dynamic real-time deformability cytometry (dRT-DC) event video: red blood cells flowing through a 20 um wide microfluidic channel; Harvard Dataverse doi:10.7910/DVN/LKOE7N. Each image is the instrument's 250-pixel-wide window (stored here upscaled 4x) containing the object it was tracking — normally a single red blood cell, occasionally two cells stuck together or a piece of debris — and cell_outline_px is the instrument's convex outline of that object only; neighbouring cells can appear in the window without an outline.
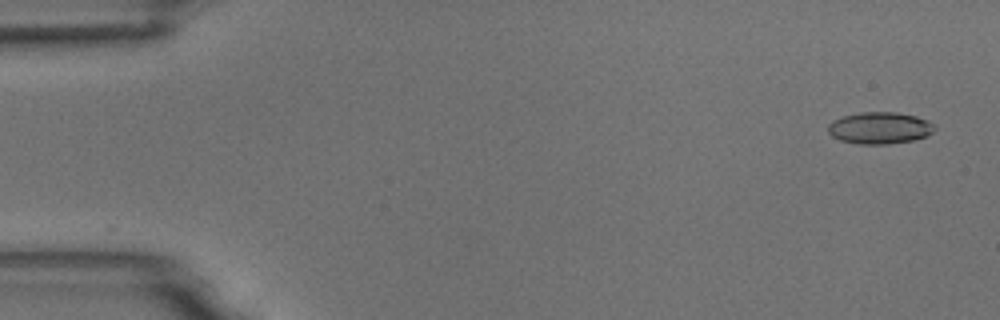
{"species": "common noctule bat (a hibernating species)", "species_latin": "Nyctalus noctula", "temperature_condition": "room temperature", "stored_images_in_passage": 53, "camera_frame_rate_fps": 3000, "um_per_image_px": 0.085, "animal": {"sex": "male", "body_mass_g": 18.8}, "frame": {"image": 1, "passage_image": 1, "time_ms": 0.0, "image_size_px": [1000, 320], "cell_outline_px": [[936, 128], [932, 132], [924, 136], [912, 140], [888, 144], [860, 144], [840, 140], [832, 136], [828, 132], [828, 124], [844, 116], [860, 112], [896, 112], [916, 116], [928, 120]], "centroid_in_image_um": [74.77, 10.87], "position_along_channel_um": 10.2, "area_um2": 19.54}}
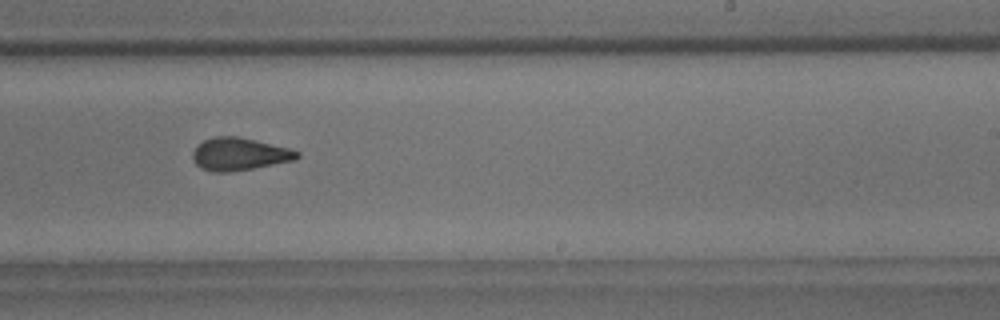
{"frame": {"image": 2, "passage_image": 32, "time_ms": 10.333, "image_size_px": [1000, 320], "cell_outline_px": [[300, 156], [296, 160], [252, 168], [228, 172], [212, 172], [200, 168], [192, 160], [192, 152], [196, 144], [212, 136], [236, 136], [256, 140], [288, 148], [300, 152]], "centroid_in_image_um": [20.3, 13.09], "position_along_channel_um": 268.7, "area_um2": 20.0}}
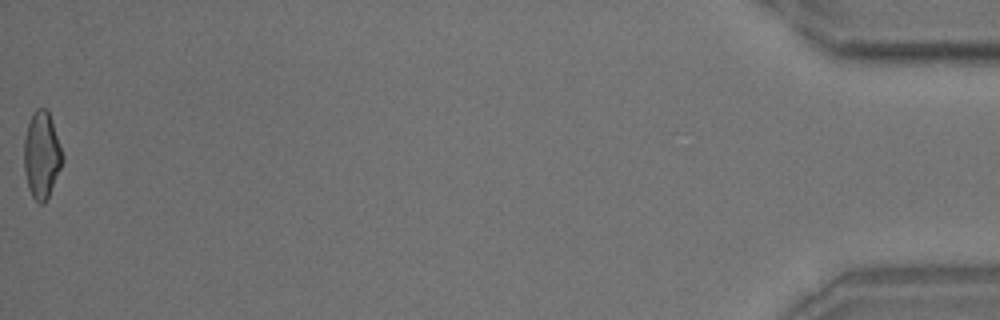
{"frame": {"image": 3, "passage_image": 53, "time_ms": 17.333, "image_size_px": [1000, 320], "cell_outline_px": [[64, 160], [48, 196], [44, 204], [40, 204], [32, 196], [28, 188], [24, 168], [24, 140], [28, 124], [36, 108], [48, 108], [64, 156]], "centroid_in_image_um": [3.55, 13.16], "position_along_channel_um": 431.6, "area_um2": 19.36}, "authors_computed_cell_mechanics": {"area_um2": 19.7098, "velocity_mm_per_s": 3.738, "shape_relaxation_time_tau1_ms": 6.1221, "shape_relaxation_time_tau2_ms": 1.6604, "deformation_change_tau1": 0.1575, "deformation_change_tau2": 0.0816}}